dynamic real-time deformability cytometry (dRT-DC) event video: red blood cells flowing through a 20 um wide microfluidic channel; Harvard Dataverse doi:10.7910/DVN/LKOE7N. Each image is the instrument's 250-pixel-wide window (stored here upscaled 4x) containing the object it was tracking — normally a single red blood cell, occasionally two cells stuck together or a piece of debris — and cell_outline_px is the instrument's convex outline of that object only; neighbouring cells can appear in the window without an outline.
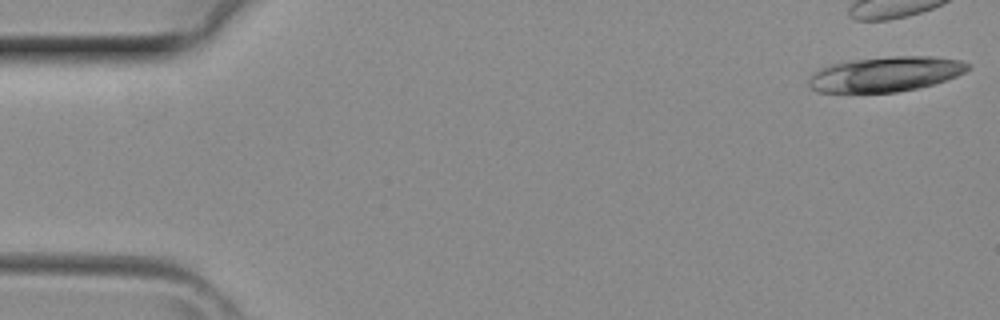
{"species": "common noctule bat (a hibernating species)", "species_latin": "Nyctalus noctula", "temperature_condition": "room temperature", "stored_images_in_passage": 3, "camera_frame_rate_fps": 3000, "um_per_image_px": 0.085, "animal": {"sex": "female", "body_mass_g": 29.2, "forearm_length_mm": 56.3}, "frame": {"image": 1, "passage_image": 1, "time_ms": 0.0, "image_size_px": [1000, 320], "cell_outline_px": [[972, 64], [964, 72], [956, 76], [932, 84], [916, 88], [896, 92], [816, 92], [808, 84], [808, 80], [820, 68], [828, 64], [848, 60], [892, 56], [936, 56], [960, 60]], "centroid_in_image_um": [75.26, 6.28], "position_along_channel_um": 9.7, "area_um2": 32.43}}